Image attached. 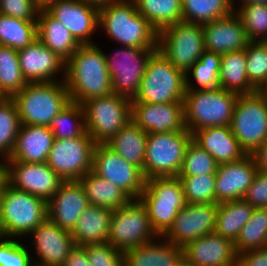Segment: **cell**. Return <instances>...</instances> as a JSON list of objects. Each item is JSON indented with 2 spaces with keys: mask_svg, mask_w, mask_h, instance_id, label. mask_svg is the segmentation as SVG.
<instances>
[{
  "mask_svg": "<svg viewBox=\"0 0 267 266\" xmlns=\"http://www.w3.org/2000/svg\"><path fill=\"white\" fill-rule=\"evenodd\" d=\"M79 181L85 189L89 205L116 210L131 200L118 186L93 171L87 172Z\"/></svg>",
  "mask_w": 267,
  "mask_h": 266,
  "instance_id": "d6a6232c",
  "label": "cell"
},
{
  "mask_svg": "<svg viewBox=\"0 0 267 266\" xmlns=\"http://www.w3.org/2000/svg\"><path fill=\"white\" fill-rule=\"evenodd\" d=\"M106 54L108 72L114 94L134 100L139 92L141 80L150 56L157 48H135L120 46Z\"/></svg>",
  "mask_w": 267,
  "mask_h": 266,
  "instance_id": "4fadbf2b",
  "label": "cell"
},
{
  "mask_svg": "<svg viewBox=\"0 0 267 266\" xmlns=\"http://www.w3.org/2000/svg\"><path fill=\"white\" fill-rule=\"evenodd\" d=\"M185 73L174 67L160 51L149 58L139 92L131 103L184 102Z\"/></svg>",
  "mask_w": 267,
  "mask_h": 266,
  "instance_id": "5b68a950",
  "label": "cell"
},
{
  "mask_svg": "<svg viewBox=\"0 0 267 266\" xmlns=\"http://www.w3.org/2000/svg\"><path fill=\"white\" fill-rule=\"evenodd\" d=\"M238 266H267V247L238 254Z\"/></svg>",
  "mask_w": 267,
  "mask_h": 266,
  "instance_id": "816d5d0a",
  "label": "cell"
},
{
  "mask_svg": "<svg viewBox=\"0 0 267 266\" xmlns=\"http://www.w3.org/2000/svg\"><path fill=\"white\" fill-rule=\"evenodd\" d=\"M37 36L45 46L65 62L71 58L80 46L70 31L46 10L38 12Z\"/></svg>",
  "mask_w": 267,
  "mask_h": 266,
  "instance_id": "f546056e",
  "label": "cell"
},
{
  "mask_svg": "<svg viewBox=\"0 0 267 266\" xmlns=\"http://www.w3.org/2000/svg\"><path fill=\"white\" fill-rule=\"evenodd\" d=\"M192 140L220 164L240 161L247 153L240 147L230 126L206 127L192 133Z\"/></svg>",
  "mask_w": 267,
  "mask_h": 266,
  "instance_id": "4316f807",
  "label": "cell"
},
{
  "mask_svg": "<svg viewBox=\"0 0 267 266\" xmlns=\"http://www.w3.org/2000/svg\"><path fill=\"white\" fill-rule=\"evenodd\" d=\"M239 94L222 87L186 90L184 96L185 126L194 131L217 126H230Z\"/></svg>",
  "mask_w": 267,
  "mask_h": 266,
  "instance_id": "277c9868",
  "label": "cell"
},
{
  "mask_svg": "<svg viewBox=\"0 0 267 266\" xmlns=\"http://www.w3.org/2000/svg\"><path fill=\"white\" fill-rule=\"evenodd\" d=\"M88 206V198L80 181H64L47 202L48 218L71 232Z\"/></svg>",
  "mask_w": 267,
  "mask_h": 266,
  "instance_id": "cb8c5ba5",
  "label": "cell"
},
{
  "mask_svg": "<svg viewBox=\"0 0 267 266\" xmlns=\"http://www.w3.org/2000/svg\"><path fill=\"white\" fill-rule=\"evenodd\" d=\"M177 266H193V265H190L184 259H182Z\"/></svg>",
  "mask_w": 267,
  "mask_h": 266,
  "instance_id": "6125c7cd",
  "label": "cell"
},
{
  "mask_svg": "<svg viewBox=\"0 0 267 266\" xmlns=\"http://www.w3.org/2000/svg\"><path fill=\"white\" fill-rule=\"evenodd\" d=\"M258 169L251 154L240 161L220 164L216 171L215 203L242 199Z\"/></svg>",
  "mask_w": 267,
  "mask_h": 266,
  "instance_id": "603a6c76",
  "label": "cell"
},
{
  "mask_svg": "<svg viewBox=\"0 0 267 266\" xmlns=\"http://www.w3.org/2000/svg\"><path fill=\"white\" fill-rule=\"evenodd\" d=\"M234 12L232 0H182V21L205 24Z\"/></svg>",
  "mask_w": 267,
  "mask_h": 266,
  "instance_id": "d590c367",
  "label": "cell"
},
{
  "mask_svg": "<svg viewBox=\"0 0 267 266\" xmlns=\"http://www.w3.org/2000/svg\"><path fill=\"white\" fill-rule=\"evenodd\" d=\"M92 171L118 186L131 199H138L146 185L142 170L127 162L106 144H96Z\"/></svg>",
  "mask_w": 267,
  "mask_h": 266,
  "instance_id": "9a60e30c",
  "label": "cell"
},
{
  "mask_svg": "<svg viewBox=\"0 0 267 266\" xmlns=\"http://www.w3.org/2000/svg\"><path fill=\"white\" fill-rule=\"evenodd\" d=\"M113 210L89 205L71 231L76 246L107 243Z\"/></svg>",
  "mask_w": 267,
  "mask_h": 266,
  "instance_id": "f1b7e54d",
  "label": "cell"
},
{
  "mask_svg": "<svg viewBox=\"0 0 267 266\" xmlns=\"http://www.w3.org/2000/svg\"><path fill=\"white\" fill-rule=\"evenodd\" d=\"M233 3V9L235 10L236 7H242L245 5H251V4H262L267 5V0H232ZM237 3L239 6H237Z\"/></svg>",
  "mask_w": 267,
  "mask_h": 266,
  "instance_id": "9f6ffc18",
  "label": "cell"
},
{
  "mask_svg": "<svg viewBox=\"0 0 267 266\" xmlns=\"http://www.w3.org/2000/svg\"><path fill=\"white\" fill-rule=\"evenodd\" d=\"M251 155L256 162L257 169L267 172V139Z\"/></svg>",
  "mask_w": 267,
  "mask_h": 266,
  "instance_id": "db71d44e",
  "label": "cell"
},
{
  "mask_svg": "<svg viewBox=\"0 0 267 266\" xmlns=\"http://www.w3.org/2000/svg\"><path fill=\"white\" fill-rule=\"evenodd\" d=\"M178 178L184 189L186 203H215L216 174Z\"/></svg>",
  "mask_w": 267,
  "mask_h": 266,
  "instance_id": "bcb514c9",
  "label": "cell"
},
{
  "mask_svg": "<svg viewBox=\"0 0 267 266\" xmlns=\"http://www.w3.org/2000/svg\"><path fill=\"white\" fill-rule=\"evenodd\" d=\"M192 134L185 130L149 133L143 164L145 179L177 177Z\"/></svg>",
  "mask_w": 267,
  "mask_h": 266,
  "instance_id": "ba28073f",
  "label": "cell"
},
{
  "mask_svg": "<svg viewBox=\"0 0 267 266\" xmlns=\"http://www.w3.org/2000/svg\"><path fill=\"white\" fill-rule=\"evenodd\" d=\"M137 11L159 33L182 21V0H134Z\"/></svg>",
  "mask_w": 267,
  "mask_h": 266,
  "instance_id": "e575fe53",
  "label": "cell"
},
{
  "mask_svg": "<svg viewBox=\"0 0 267 266\" xmlns=\"http://www.w3.org/2000/svg\"><path fill=\"white\" fill-rule=\"evenodd\" d=\"M230 128L240 147L252 154L267 139V96L259 92L239 95Z\"/></svg>",
  "mask_w": 267,
  "mask_h": 266,
  "instance_id": "30bf717a",
  "label": "cell"
},
{
  "mask_svg": "<svg viewBox=\"0 0 267 266\" xmlns=\"http://www.w3.org/2000/svg\"><path fill=\"white\" fill-rule=\"evenodd\" d=\"M35 254L34 266H63L72 249L76 246L71 232L60 228L48 217L30 234Z\"/></svg>",
  "mask_w": 267,
  "mask_h": 266,
  "instance_id": "ac0fdd59",
  "label": "cell"
},
{
  "mask_svg": "<svg viewBox=\"0 0 267 266\" xmlns=\"http://www.w3.org/2000/svg\"><path fill=\"white\" fill-rule=\"evenodd\" d=\"M95 146L87 132L72 139H55L46 164L64 181H78L92 171Z\"/></svg>",
  "mask_w": 267,
  "mask_h": 266,
  "instance_id": "5bb4252c",
  "label": "cell"
},
{
  "mask_svg": "<svg viewBox=\"0 0 267 266\" xmlns=\"http://www.w3.org/2000/svg\"><path fill=\"white\" fill-rule=\"evenodd\" d=\"M2 237L27 236L48 217L47 201L6 183L0 194Z\"/></svg>",
  "mask_w": 267,
  "mask_h": 266,
  "instance_id": "8992f818",
  "label": "cell"
},
{
  "mask_svg": "<svg viewBox=\"0 0 267 266\" xmlns=\"http://www.w3.org/2000/svg\"><path fill=\"white\" fill-rule=\"evenodd\" d=\"M54 140L49 127L21 124L14 150L6 162L45 163Z\"/></svg>",
  "mask_w": 267,
  "mask_h": 266,
  "instance_id": "484cf974",
  "label": "cell"
},
{
  "mask_svg": "<svg viewBox=\"0 0 267 266\" xmlns=\"http://www.w3.org/2000/svg\"><path fill=\"white\" fill-rule=\"evenodd\" d=\"M246 62L245 49L222 54L219 73L220 87L239 95L257 92L248 80Z\"/></svg>",
  "mask_w": 267,
  "mask_h": 266,
  "instance_id": "1f68e13d",
  "label": "cell"
},
{
  "mask_svg": "<svg viewBox=\"0 0 267 266\" xmlns=\"http://www.w3.org/2000/svg\"><path fill=\"white\" fill-rule=\"evenodd\" d=\"M18 58L22 75L27 83L65 80L66 62L38 38L30 45L18 50ZM61 73L62 76L59 78ZM57 76L59 79L56 78Z\"/></svg>",
  "mask_w": 267,
  "mask_h": 266,
  "instance_id": "ffe728a7",
  "label": "cell"
},
{
  "mask_svg": "<svg viewBox=\"0 0 267 266\" xmlns=\"http://www.w3.org/2000/svg\"><path fill=\"white\" fill-rule=\"evenodd\" d=\"M123 254L124 266H177L183 259L182 247L166 241L162 236Z\"/></svg>",
  "mask_w": 267,
  "mask_h": 266,
  "instance_id": "83f0119b",
  "label": "cell"
},
{
  "mask_svg": "<svg viewBox=\"0 0 267 266\" xmlns=\"http://www.w3.org/2000/svg\"><path fill=\"white\" fill-rule=\"evenodd\" d=\"M3 98L5 97L0 93V101H2Z\"/></svg>",
  "mask_w": 267,
  "mask_h": 266,
  "instance_id": "be15d7a7",
  "label": "cell"
},
{
  "mask_svg": "<svg viewBox=\"0 0 267 266\" xmlns=\"http://www.w3.org/2000/svg\"><path fill=\"white\" fill-rule=\"evenodd\" d=\"M21 127L18 109L12 98L0 101V158L8 159L15 147Z\"/></svg>",
  "mask_w": 267,
  "mask_h": 266,
  "instance_id": "b9f144b4",
  "label": "cell"
},
{
  "mask_svg": "<svg viewBox=\"0 0 267 266\" xmlns=\"http://www.w3.org/2000/svg\"><path fill=\"white\" fill-rule=\"evenodd\" d=\"M46 11L62 23L80 45L95 44L92 37L99 29L98 7L80 0H59Z\"/></svg>",
  "mask_w": 267,
  "mask_h": 266,
  "instance_id": "d6986e66",
  "label": "cell"
},
{
  "mask_svg": "<svg viewBox=\"0 0 267 266\" xmlns=\"http://www.w3.org/2000/svg\"><path fill=\"white\" fill-rule=\"evenodd\" d=\"M220 60L221 54L205 50L200 59L185 74L186 90H207L220 87ZM191 77L196 81L197 86L190 81Z\"/></svg>",
  "mask_w": 267,
  "mask_h": 266,
  "instance_id": "74e56055",
  "label": "cell"
},
{
  "mask_svg": "<svg viewBox=\"0 0 267 266\" xmlns=\"http://www.w3.org/2000/svg\"><path fill=\"white\" fill-rule=\"evenodd\" d=\"M12 99L21 124L46 127L70 102L65 81L27 83Z\"/></svg>",
  "mask_w": 267,
  "mask_h": 266,
  "instance_id": "3957f363",
  "label": "cell"
},
{
  "mask_svg": "<svg viewBox=\"0 0 267 266\" xmlns=\"http://www.w3.org/2000/svg\"><path fill=\"white\" fill-rule=\"evenodd\" d=\"M7 183L49 201L64 180L45 163L6 162Z\"/></svg>",
  "mask_w": 267,
  "mask_h": 266,
  "instance_id": "e0dca14e",
  "label": "cell"
},
{
  "mask_svg": "<svg viewBox=\"0 0 267 266\" xmlns=\"http://www.w3.org/2000/svg\"><path fill=\"white\" fill-rule=\"evenodd\" d=\"M37 38V21L17 19L0 13V45L18 51Z\"/></svg>",
  "mask_w": 267,
  "mask_h": 266,
  "instance_id": "8d00e7d4",
  "label": "cell"
},
{
  "mask_svg": "<svg viewBox=\"0 0 267 266\" xmlns=\"http://www.w3.org/2000/svg\"><path fill=\"white\" fill-rule=\"evenodd\" d=\"M59 0H33L35 7L41 10H47L52 4L57 3Z\"/></svg>",
  "mask_w": 267,
  "mask_h": 266,
  "instance_id": "6f0895ef",
  "label": "cell"
},
{
  "mask_svg": "<svg viewBox=\"0 0 267 266\" xmlns=\"http://www.w3.org/2000/svg\"><path fill=\"white\" fill-rule=\"evenodd\" d=\"M0 237H2L1 199H0Z\"/></svg>",
  "mask_w": 267,
  "mask_h": 266,
  "instance_id": "94428289",
  "label": "cell"
},
{
  "mask_svg": "<svg viewBox=\"0 0 267 266\" xmlns=\"http://www.w3.org/2000/svg\"><path fill=\"white\" fill-rule=\"evenodd\" d=\"M254 210L244 198L219 203L214 232L235 242Z\"/></svg>",
  "mask_w": 267,
  "mask_h": 266,
  "instance_id": "836d02e7",
  "label": "cell"
},
{
  "mask_svg": "<svg viewBox=\"0 0 267 266\" xmlns=\"http://www.w3.org/2000/svg\"><path fill=\"white\" fill-rule=\"evenodd\" d=\"M96 44L78 47L65 66V85L70 101L82 104L88 99L113 93L104 51Z\"/></svg>",
  "mask_w": 267,
  "mask_h": 266,
  "instance_id": "6da1fadb",
  "label": "cell"
},
{
  "mask_svg": "<svg viewBox=\"0 0 267 266\" xmlns=\"http://www.w3.org/2000/svg\"><path fill=\"white\" fill-rule=\"evenodd\" d=\"M26 85L19 64L18 51L0 45V93L6 98H12Z\"/></svg>",
  "mask_w": 267,
  "mask_h": 266,
  "instance_id": "f35d334b",
  "label": "cell"
},
{
  "mask_svg": "<svg viewBox=\"0 0 267 266\" xmlns=\"http://www.w3.org/2000/svg\"><path fill=\"white\" fill-rule=\"evenodd\" d=\"M157 50L185 74L205 51L201 24L177 22L158 33Z\"/></svg>",
  "mask_w": 267,
  "mask_h": 266,
  "instance_id": "8fae6325",
  "label": "cell"
},
{
  "mask_svg": "<svg viewBox=\"0 0 267 266\" xmlns=\"http://www.w3.org/2000/svg\"><path fill=\"white\" fill-rule=\"evenodd\" d=\"M249 41H267V5L251 4L237 7Z\"/></svg>",
  "mask_w": 267,
  "mask_h": 266,
  "instance_id": "ee69618b",
  "label": "cell"
},
{
  "mask_svg": "<svg viewBox=\"0 0 267 266\" xmlns=\"http://www.w3.org/2000/svg\"><path fill=\"white\" fill-rule=\"evenodd\" d=\"M182 249L183 259L193 266H238L234 242L215 232L189 242Z\"/></svg>",
  "mask_w": 267,
  "mask_h": 266,
  "instance_id": "7402d4cb",
  "label": "cell"
},
{
  "mask_svg": "<svg viewBox=\"0 0 267 266\" xmlns=\"http://www.w3.org/2000/svg\"><path fill=\"white\" fill-rule=\"evenodd\" d=\"M245 52L248 80L258 90L267 78V41H249Z\"/></svg>",
  "mask_w": 267,
  "mask_h": 266,
  "instance_id": "f6af8a7d",
  "label": "cell"
},
{
  "mask_svg": "<svg viewBox=\"0 0 267 266\" xmlns=\"http://www.w3.org/2000/svg\"><path fill=\"white\" fill-rule=\"evenodd\" d=\"M202 30L205 50L221 55L243 50L249 42L242 20L236 12L203 24Z\"/></svg>",
  "mask_w": 267,
  "mask_h": 266,
  "instance_id": "d4e9b609",
  "label": "cell"
},
{
  "mask_svg": "<svg viewBox=\"0 0 267 266\" xmlns=\"http://www.w3.org/2000/svg\"><path fill=\"white\" fill-rule=\"evenodd\" d=\"M158 237L139 199H131L124 206L113 210L107 242L114 248L124 253Z\"/></svg>",
  "mask_w": 267,
  "mask_h": 266,
  "instance_id": "7c38bea8",
  "label": "cell"
},
{
  "mask_svg": "<svg viewBox=\"0 0 267 266\" xmlns=\"http://www.w3.org/2000/svg\"><path fill=\"white\" fill-rule=\"evenodd\" d=\"M84 3H88V4H91V5H94L98 8L102 7V6H105L107 5L108 3H110L111 1L113 0H80Z\"/></svg>",
  "mask_w": 267,
  "mask_h": 266,
  "instance_id": "680465c9",
  "label": "cell"
},
{
  "mask_svg": "<svg viewBox=\"0 0 267 266\" xmlns=\"http://www.w3.org/2000/svg\"><path fill=\"white\" fill-rule=\"evenodd\" d=\"M131 120L148 134L185 130L184 102L131 103Z\"/></svg>",
  "mask_w": 267,
  "mask_h": 266,
  "instance_id": "44dd1931",
  "label": "cell"
},
{
  "mask_svg": "<svg viewBox=\"0 0 267 266\" xmlns=\"http://www.w3.org/2000/svg\"><path fill=\"white\" fill-rule=\"evenodd\" d=\"M91 266H124V254L110 243L83 246Z\"/></svg>",
  "mask_w": 267,
  "mask_h": 266,
  "instance_id": "c3c4849f",
  "label": "cell"
},
{
  "mask_svg": "<svg viewBox=\"0 0 267 266\" xmlns=\"http://www.w3.org/2000/svg\"><path fill=\"white\" fill-rule=\"evenodd\" d=\"M145 206L150 223L158 236L172 226L178 212L186 205L184 189L178 177L146 179L138 198Z\"/></svg>",
  "mask_w": 267,
  "mask_h": 266,
  "instance_id": "52a82bcc",
  "label": "cell"
},
{
  "mask_svg": "<svg viewBox=\"0 0 267 266\" xmlns=\"http://www.w3.org/2000/svg\"><path fill=\"white\" fill-rule=\"evenodd\" d=\"M218 206L219 203H186L162 237L183 248L189 242L213 233Z\"/></svg>",
  "mask_w": 267,
  "mask_h": 266,
  "instance_id": "2e32d148",
  "label": "cell"
},
{
  "mask_svg": "<svg viewBox=\"0 0 267 266\" xmlns=\"http://www.w3.org/2000/svg\"><path fill=\"white\" fill-rule=\"evenodd\" d=\"M99 28L118 45L157 48L158 32L137 11L134 0H113L100 7Z\"/></svg>",
  "mask_w": 267,
  "mask_h": 266,
  "instance_id": "7a4b0ae2",
  "label": "cell"
},
{
  "mask_svg": "<svg viewBox=\"0 0 267 266\" xmlns=\"http://www.w3.org/2000/svg\"><path fill=\"white\" fill-rule=\"evenodd\" d=\"M244 199L254 208H267V172L257 171Z\"/></svg>",
  "mask_w": 267,
  "mask_h": 266,
  "instance_id": "f907efd6",
  "label": "cell"
},
{
  "mask_svg": "<svg viewBox=\"0 0 267 266\" xmlns=\"http://www.w3.org/2000/svg\"><path fill=\"white\" fill-rule=\"evenodd\" d=\"M49 128L55 139H72L83 135L86 128L82 104L70 101L52 120Z\"/></svg>",
  "mask_w": 267,
  "mask_h": 266,
  "instance_id": "60d3db41",
  "label": "cell"
},
{
  "mask_svg": "<svg viewBox=\"0 0 267 266\" xmlns=\"http://www.w3.org/2000/svg\"><path fill=\"white\" fill-rule=\"evenodd\" d=\"M234 246L237 254L267 247V208H255Z\"/></svg>",
  "mask_w": 267,
  "mask_h": 266,
  "instance_id": "ab89813d",
  "label": "cell"
},
{
  "mask_svg": "<svg viewBox=\"0 0 267 266\" xmlns=\"http://www.w3.org/2000/svg\"><path fill=\"white\" fill-rule=\"evenodd\" d=\"M148 133L132 120L105 144L143 172Z\"/></svg>",
  "mask_w": 267,
  "mask_h": 266,
  "instance_id": "4dcf8cb0",
  "label": "cell"
},
{
  "mask_svg": "<svg viewBox=\"0 0 267 266\" xmlns=\"http://www.w3.org/2000/svg\"><path fill=\"white\" fill-rule=\"evenodd\" d=\"M131 102L111 93L82 103L86 132L96 144H105L131 121Z\"/></svg>",
  "mask_w": 267,
  "mask_h": 266,
  "instance_id": "9c48e42d",
  "label": "cell"
},
{
  "mask_svg": "<svg viewBox=\"0 0 267 266\" xmlns=\"http://www.w3.org/2000/svg\"><path fill=\"white\" fill-rule=\"evenodd\" d=\"M2 160H0V194L4 185L7 183V164L5 159Z\"/></svg>",
  "mask_w": 267,
  "mask_h": 266,
  "instance_id": "11a10c76",
  "label": "cell"
},
{
  "mask_svg": "<svg viewBox=\"0 0 267 266\" xmlns=\"http://www.w3.org/2000/svg\"><path fill=\"white\" fill-rule=\"evenodd\" d=\"M257 92L267 96V78H266L265 82L263 83V85L257 90Z\"/></svg>",
  "mask_w": 267,
  "mask_h": 266,
  "instance_id": "91938a15",
  "label": "cell"
},
{
  "mask_svg": "<svg viewBox=\"0 0 267 266\" xmlns=\"http://www.w3.org/2000/svg\"><path fill=\"white\" fill-rule=\"evenodd\" d=\"M38 12L33 0H0V13L17 19L37 21Z\"/></svg>",
  "mask_w": 267,
  "mask_h": 266,
  "instance_id": "681fc988",
  "label": "cell"
},
{
  "mask_svg": "<svg viewBox=\"0 0 267 266\" xmlns=\"http://www.w3.org/2000/svg\"><path fill=\"white\" fill-rule=\"evenodd\" d=\"M63 266H91L83 246H75Z\"/></svg>",
  "mask_w": 267,
  "mask_h": 266,
  "instance_id": "f5cc1de1",
  "label": "cell"
},
{
  "mask_svg": "<svg viewBox=\"0 0 267 266\" xmlns=\"http://www.w3.org/2000/svg\"><path fill=\"white\" fill-rule=\"evenodd\" d=\"M28 248L17 238L0 237V266H34Z\"/></svg>",
  "mask_w": 267,
  "mask_h": 266,
  "instance_id": "7dc6e473",
  "label": "cell"
},
{
  "mask_svg": "<svg viewBox=\"0 0 267 266\" xmlns=\"http://www.w3.org/2000/svg\"><path fill=\"white\" fill-rule=\"evenodd\" d=\"M218 164L215 159L193 140L187 146L181 170L177 177L216 174Z\"/></svg>",
  "mask_w": 267,
  "mask_h": 266,
  "instance_id": "7bdbcfd3",
  "label": "cell"
}]
</instances>
